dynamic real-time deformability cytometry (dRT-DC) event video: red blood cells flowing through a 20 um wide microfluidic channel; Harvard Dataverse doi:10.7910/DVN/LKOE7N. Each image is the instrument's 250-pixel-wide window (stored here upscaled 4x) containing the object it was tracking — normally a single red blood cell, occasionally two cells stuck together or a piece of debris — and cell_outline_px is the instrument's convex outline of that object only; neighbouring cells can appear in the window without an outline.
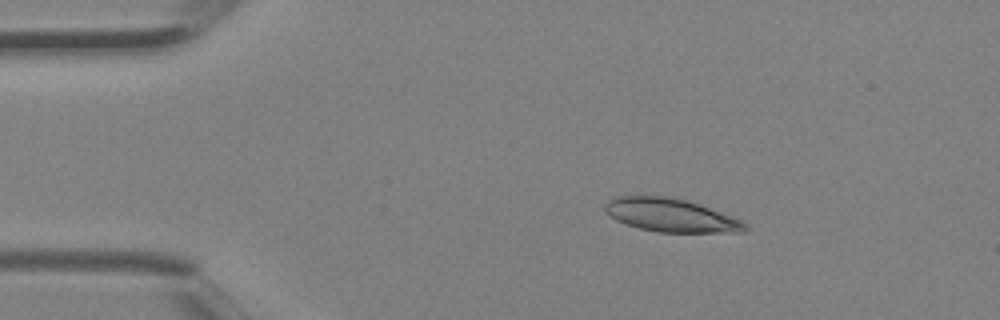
{"species": "Egyptian fruit bat (a non-hibernating species)", "species_latin": "Rousettus aegyptiacus", "temperature_condition": "room temperature", "stored_images_in_passage": 2, "camera_frame_rate_fps": 3000, "um_per_image_px": 0.085, "animal": {"sex": "female"}, "frame": {"image": 1, "passage_image": 1, "time_ms": 0.0, "image_size_px": [1000, 320], "cell_outline_px": [[748, 228], [744, 232], [660, 232], [640, 228], [616, 220], [604, 208], [604, 204], [612, 196], [668, 196], [700, 204], [744, 220]], "centroid_in_image_um": [57.06, 18.28], "position_along_channel_um": 27.9, "area_um2": 27.11}}